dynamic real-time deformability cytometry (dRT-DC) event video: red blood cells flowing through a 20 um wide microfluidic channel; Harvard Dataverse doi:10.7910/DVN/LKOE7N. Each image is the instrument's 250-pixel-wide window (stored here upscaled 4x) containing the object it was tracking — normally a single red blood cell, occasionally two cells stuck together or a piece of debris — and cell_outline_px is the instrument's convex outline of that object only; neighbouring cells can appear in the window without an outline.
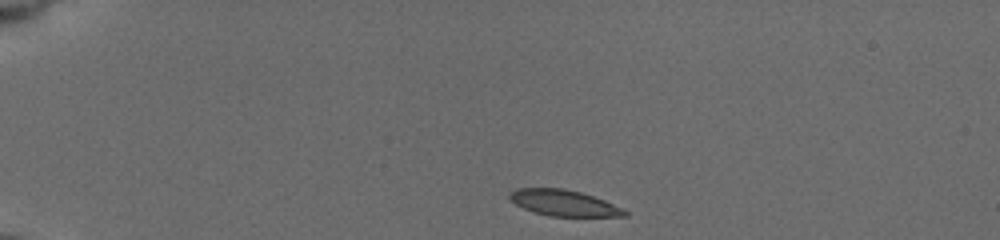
{"species": "common noctule bat (a hibernating species)", "species_latin": "Nyctalus noctula", "temperature_condition": "cold", "stored_images_in_passage": 44, "camera_frame_rate_fps": 3000, "um_per_image_px": 0.085, "animal": {"sex": "female", "body_mass_g": 19.5, "forearm_length_mm": 54.1}, "frame": {"image": 1, "passage_image": 1, "time_ms": 0.0, "image_size_px": [1000, 240], "cell_outline_px": [[628, 216], [548, 216], [524, 208], [516, 204], [508, 196], [516, 188], [564, 188], [580, 192], [604, 200], [624, 208], [628, 212]], "centroid_in_image_um": [47.96, 17.25], "position_along_channel_um": 37.0, "area_um2": 17.28}}
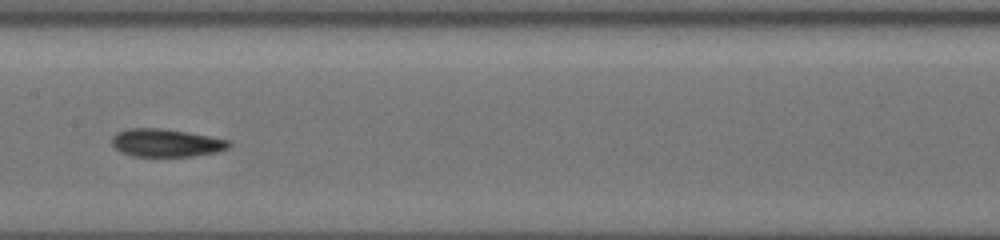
{"frame": {"image": 2, "passage_image": 19, "time_ms": 6.0, "image_size_px": [1000, 240], "cell_outline_px": [[232, 144], [228, 148], [216, 152], [192, 156], [132, 156], [120, 152], [112, 144], [112, 136], [116, 132], [128, 128], [160, 128], [188, 132], [228, 140]], "centroid_in_image_um": [14.09, 12.14], "position_along_channel_um": 193.3, "area_um2": 19.02}}
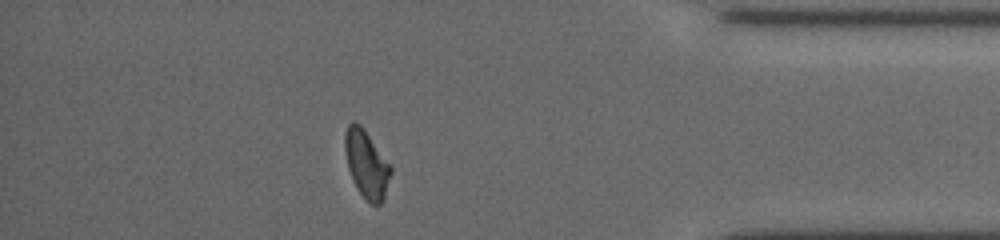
{"frame": {"image": 3, "passage_image": 38, "time_ms": 12.333, "image_size_px": [1000, 240], "cell_outline_px": [[392, 172], [384, 200], [380, 204], [372, 204], [356, 188], [352, 180], [348, 168], [344, 148], [344, 136], [348, 124], [360, 124], [364, 128], [392, 164]], "centroid_in_image_um": [31.18, 13.95], "position_along_channel_um": 404.0, "area_um2": 18.26}, "authors_computed_cell_mechanics": {"area_um2": 18.1781, "velocity_mm_per_s": 3.7508, "shape_relaxation_time_tau1_ms": 6.8533, "shape_relaxation_time_tau2_ms": 2.1179, "deformation_change_tau1": 0.1719, "deformation_change_tau2": 0.0707}}